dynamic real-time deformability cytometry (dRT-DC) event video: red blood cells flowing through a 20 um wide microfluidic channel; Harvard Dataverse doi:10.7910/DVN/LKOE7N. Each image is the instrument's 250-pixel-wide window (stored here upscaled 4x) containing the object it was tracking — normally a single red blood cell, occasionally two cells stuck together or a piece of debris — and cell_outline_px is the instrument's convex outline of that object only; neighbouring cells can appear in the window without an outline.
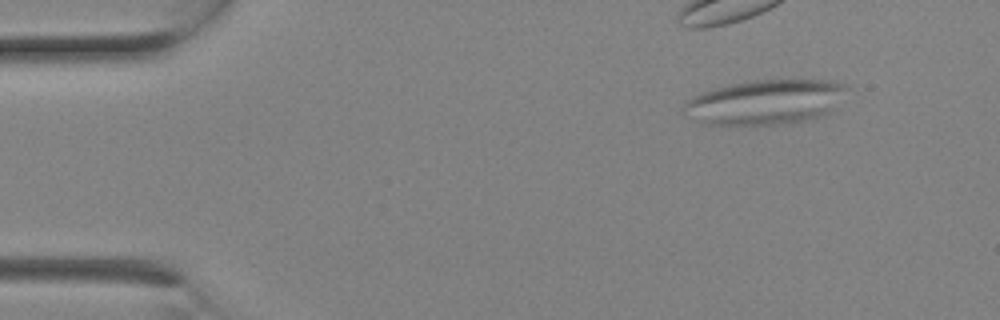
{"species": "Egyptian fruit bat (a non-hibernating species)", "species_latin": "Rousettus aegyptiacus", "temperature_condition": "room temperature", "stored_images_in_passage": 3, "camera_frame_rate_fps": 3000, "um_per_image_px": 0.085, "animal": {"sex": "female"}, "frame": {"image": 1, "passage_image": 1, "time_ms": 0.0, "image_size_px": [1000, 320], "cell_outline_px": [[848, 88], [828, 112], [808, 120], [784, 124], [704, 124], [684, 108], [684, 104], [692, 96], [700, 92], [732, 84], [756, 80], [832, 80], [844, 84]], "centroid_in_image_um": [65.08, 8.66], "position_along_channel_um": 19.9, "area_um2": 41.5}}